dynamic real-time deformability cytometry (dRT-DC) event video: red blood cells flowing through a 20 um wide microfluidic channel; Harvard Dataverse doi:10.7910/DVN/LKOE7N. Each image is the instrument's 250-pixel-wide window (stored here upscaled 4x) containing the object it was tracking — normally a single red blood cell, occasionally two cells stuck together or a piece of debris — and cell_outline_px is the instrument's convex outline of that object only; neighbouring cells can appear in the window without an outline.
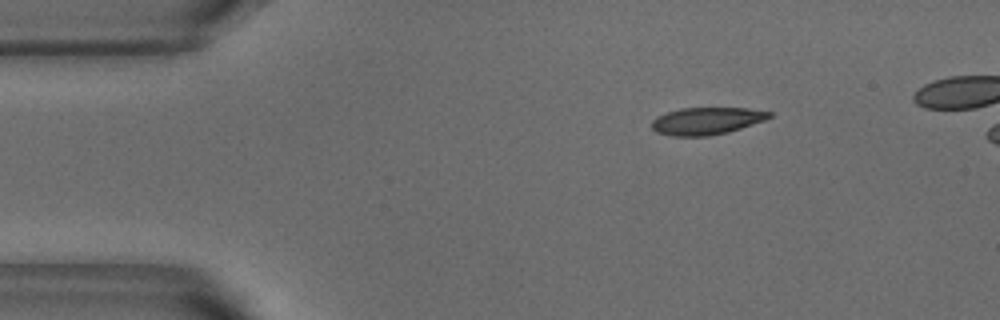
{"species": "common noctule bat (a hibernating species)", "species_latin": "Nyctalus noctula", "temperature_condition": "warm", "stored_images_in_passage": 42, "camera_frame_rate_fps": 3000, "um_per_image_px": 0.085, "animal": {"sex": "male", "body_mass_g": 18.8}, "frame": {"image": 1, "passage_image": 1, "time_ms": 0.0, "image_size_px": [1000, 320], "cell_outline_px": [[772, 116], [764, 120], [728, 132], [708, 136], [672, 136], [656, 132], [652, 128], [652, 120], [656, 116], [680, 108], [748, 108], [772, 112]], "centroid_in_image_um": [60.04, 10.28], "position_along_channel_um": 25.0, "area_um2": 18.61}}
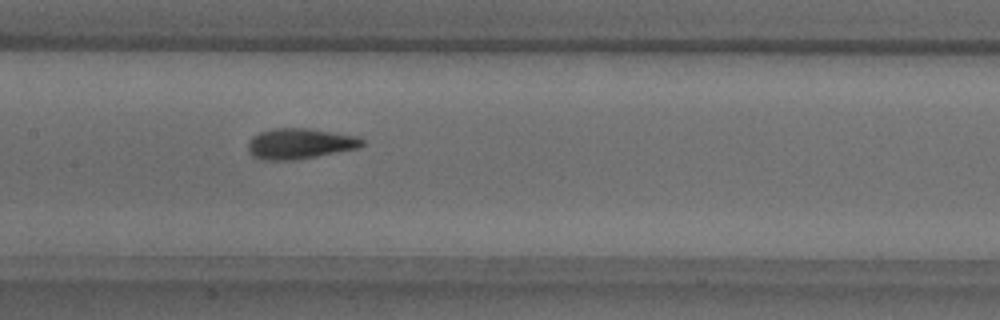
{"frame": {"image": 2, "passage_image": 18, "time_ms": 5.667, "image_size_px": [1000, 320], "cell_outline_px": [[364, 144], [360, 148], [296, 160], [260, 160], [252, 156], [248, 152], [248, 140], [252, 136], [260, 132], [272, 128], [308, 128], [356, 136], [364, 140]], "centroid_in_image_um": [25.45, 12.22], "position_along_channel_um": 181.9, "area_um2": 20.58}}
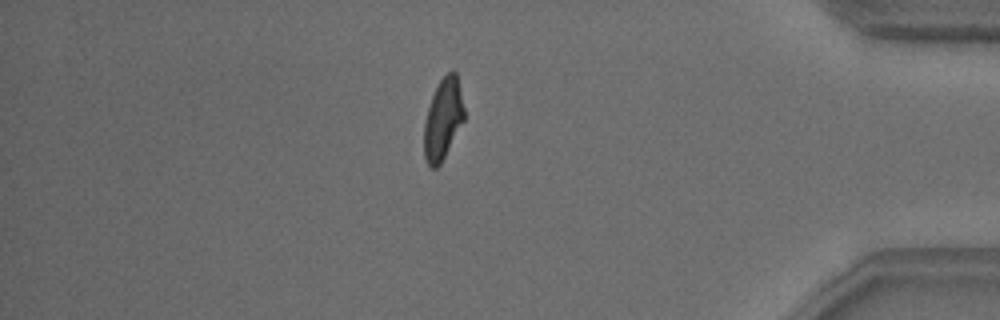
{"frame": {"image": 3, "passage_image": 38, "time_ms": 12.333, "image_size_px": [1000, 320], "cell_outline_px": [[464, 120], [440, 164], [436, 168], [432, 168], [428, 164], [424, 156], [424, 120], [432, 96], [440, 80], [452, 68], [456, 72], [464, 108]], "centroid_in_image_um": [37.65, 10.11], "position_along_channel_um": 397.6, "area_um2": 18.73}, "authors_computed_cell_mechanics": {"area_um2": 19.8254, "velocity_mm_per_s": 3.8029, "shape_relaxation_time_tau1_ms": 3.6339, "shape_relaxation_time_tau2_ms": 0.7661, "deformation_change_tau1": 0.1825, "deformation_change_tau2": 0.0754}}